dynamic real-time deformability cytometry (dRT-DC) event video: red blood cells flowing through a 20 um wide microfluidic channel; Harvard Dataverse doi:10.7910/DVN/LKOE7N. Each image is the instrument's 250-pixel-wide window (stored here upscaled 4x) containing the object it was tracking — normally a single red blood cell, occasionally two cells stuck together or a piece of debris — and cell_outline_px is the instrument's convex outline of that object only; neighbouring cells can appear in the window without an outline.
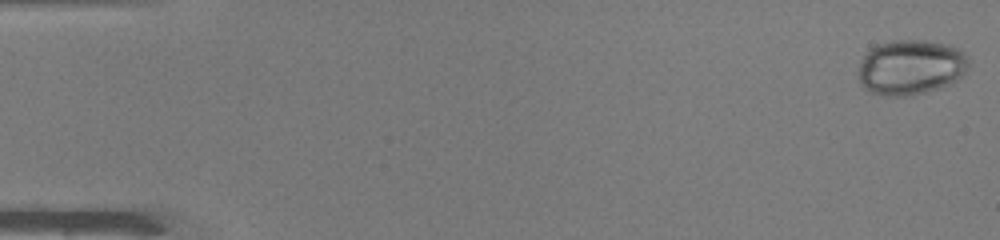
{"species": "common noctule bat (a hibernating species)", "species_latin": "Nyctalus noctula", "temperature_condition": "warm", "stored_images_in_passage": 49, "camera_frame_rate_fps": 3000, "um_per_image_px": 0.085, "animal": {"sex": "male", "body_mass_g": 19.0, "forearm_length_mm": 50.8}, "frame": {"image": 1, "passage_image": 1, "time_ms": 0.0, "image_size_px": [1000, 240], "cell_outline_px": [[968, 64], [964, 72], [956, 80], [940, 88], [908, 96], [884, 96], [872, 92], [864, 88], [860, 84], [860, 64], [864, 56], [876, 44], [892, 40], [924, 40], [944, 44], [956, 48], [968, 56]], "centroid_in_image_um": [77.4, 5.72], "position_along_channel_um": 7.6, "area_um2": 35.08}}
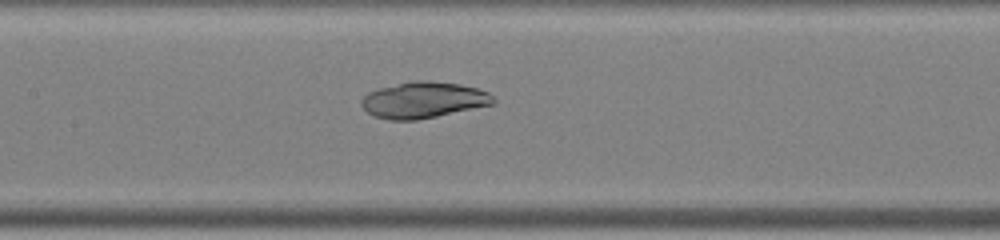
{"frame": {"image": 2, "passage_image": 24, "time_ms": 7.667, "image_size_px": [1000, 240], "cell_outline_px": [[496, 100], [492, 104], [436, 116], [416, 120], [388, 120], [376, 116], [368, 112], [360, 104], [360, 100], [368, 92], [380, 88], [412, 80], [432, 80], [460, 84], [476, 88], [488, 92]], "centroid_in_image_um": [35.97, 8.48], "position_along_channel_um": 171.4, "area_um2": 27.63}}
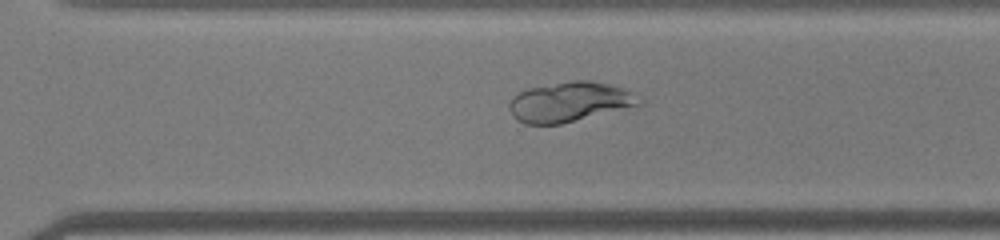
{"frame": {"image": 3, "passage_image": 35, "time_ms": 11.333, "image_size_px": [1000, 240], "cell_outline_px": [[644, 104], [560, 124], [524, 124], [516, 120], [512, 116], [508, 108], [508, 104], [512, 96], [516, 92], [528, 88], [572, 80], [592, 80], [608, 84], [632, 92]], "centroid_in_image_um": [48.35, 8.66], "position_along_channel_um": 322.3, "area_um2": 30.23}}